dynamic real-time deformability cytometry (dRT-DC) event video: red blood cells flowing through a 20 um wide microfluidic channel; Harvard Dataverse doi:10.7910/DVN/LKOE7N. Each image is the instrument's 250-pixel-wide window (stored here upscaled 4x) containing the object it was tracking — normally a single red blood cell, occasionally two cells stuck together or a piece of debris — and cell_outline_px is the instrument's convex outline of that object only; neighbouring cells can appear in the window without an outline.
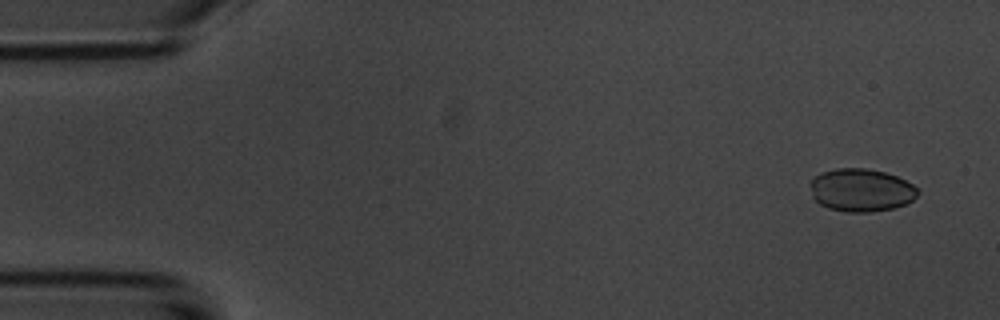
{"species": "common noctule bat (a hibernating species)", "species_latin": "Nyctalus noctula", "temperature_condition": "room temperature", "stored_images_in_passage": 14, "camera_frame_rate_fps": 3000, "um_per_image_px": 0.085, "animal": {"sex": "male", "body_mass_g": 20.1, "forearm_length_mm": 53.5}, "frame": {"image": 1, "passage_image": 1, "time_ms": 0.0, "image_size_px": [1000, 320], "cell_outline_px": [[920, 192], [912, 200], [904, 204], [892, 208], [872, 212], [844, 212], [828, 208], [820, 204], [812, 196], [812, 180], [820, 172], [836, 168], [868, 168], [884, 172], [896, 176], [912, 184]], "centroid_in_image_um": [73.19, 16.16], "position_along_channel_um": 11.8, "area_um2": 26.76}}
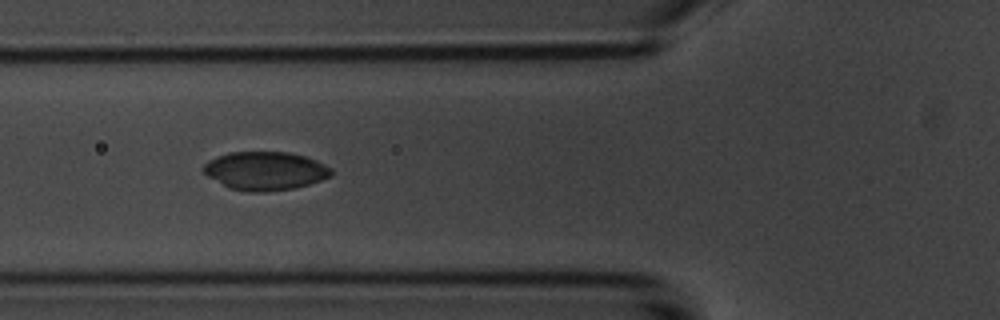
{"frame": {"image": 2, "passage_image": 5, "time_ms": 5.667, "image_size_px": [1000, 320], "cell_outline_px": [[332, 176], [308, 184], [292, 188], [264, 192], [248, 192], [228, 188], [208, 176], [200, 168], [208, 160], [228, 152], [288, 152], [304, 156], [316, 160], [332, 168]], "centroid_in_image_um": [22.51, 14.52], "position_along_channel_um": 103.3, "area_um2": 28.67}}
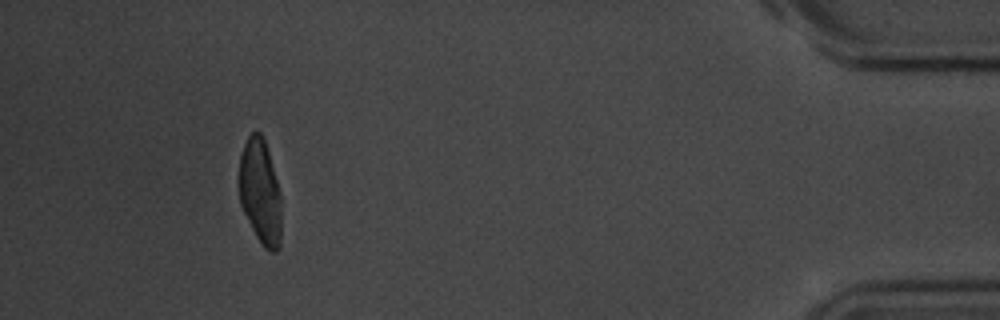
{"frame": {"image": 3, "passage_image": 13, "time_ms": 16.0, "image_size_px": [1000, 320], "cell_outline_px": [[280, 244], [276, 252], [272, 252], [264, 248], [256, 236], [240, 204], [240, 156], [244, 144], [248, 136], [252, 132], [260, 132], [264, 136], [276, 180], [280, 196]], "centroid_in_image_um": [22.11, 16.3], "position_along_channel_um": 413.1, "area_um2": 25.43}, "authors_computed_cell_mechanics": {"area_um2": 27.7729, "velocity_mm_per_s": 3.6105, "shape_relaxation_time_tau1_ms": 1.5146, "shape_relaxation_time_tau2_ms": 3.2176, "deformation_change_tau1": 0.0322, "deformation_change_tau2": 0.0369}}